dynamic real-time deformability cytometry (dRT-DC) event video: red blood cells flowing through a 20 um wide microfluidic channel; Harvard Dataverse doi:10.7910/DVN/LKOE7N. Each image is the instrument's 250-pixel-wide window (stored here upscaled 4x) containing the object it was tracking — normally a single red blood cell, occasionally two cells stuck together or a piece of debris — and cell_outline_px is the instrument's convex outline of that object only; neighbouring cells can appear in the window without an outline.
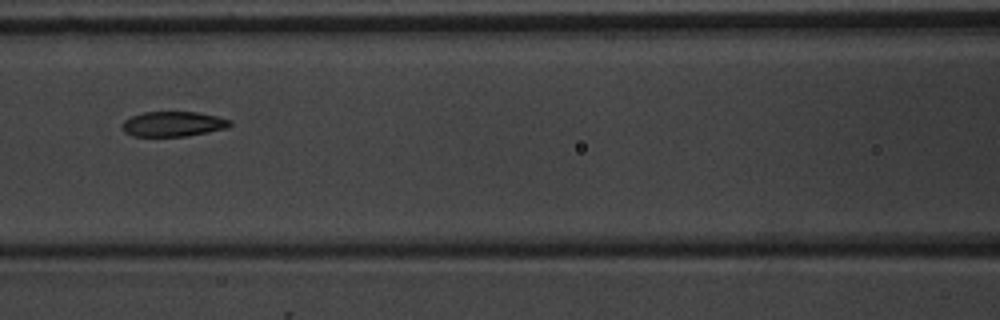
{"species": "common noctule bat (a hibernating species)", "species_latin": "Nyctalus noctula", "temperature_condition": "warm", "stored_images_in_passage": 9, "camera_frame_rate_fps": 3000, "um_per_image_px": 0.085, "animal": {"sex": "male", "body_mass_g": 20.1, "forearm_length_mm": 53.5}, "frame": {"image": 1, "passage_image": 7, "time_ms": 8.0, "image_size_px": [1000, 320], "cell_outline_px": [[232, 124], [228, 128], [188, 136], [132, 136], [124, 132], [120, 128], [120, 124], [124, 120], [132, 116], [144, 112], [200, 112], [232, 120]], "centroid_in_image_um": [14.71, 10.54], "position_along_channel_um": 151.9, "area_um2": 15.95}}
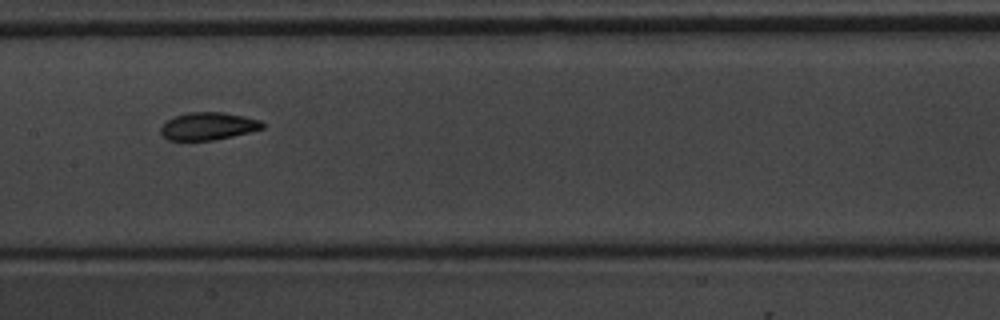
{"frame": {"image": 2, "passage_image": 8, "time_ms": 9.0, "image_size_px": [1000, 320], "cell_outline_px": [[264, 128], [232, 136], [212, 140], [168, 140], [160, 132], [160, 128], [168, 120], [176, 116], [188, 112], [224, 112], [244, 116], [260, 120], [264, 124]], "centroid_in_image_um": [17.7, 10.72], "position_along_channel_um": 189.7, "area_um2": 16.18}}
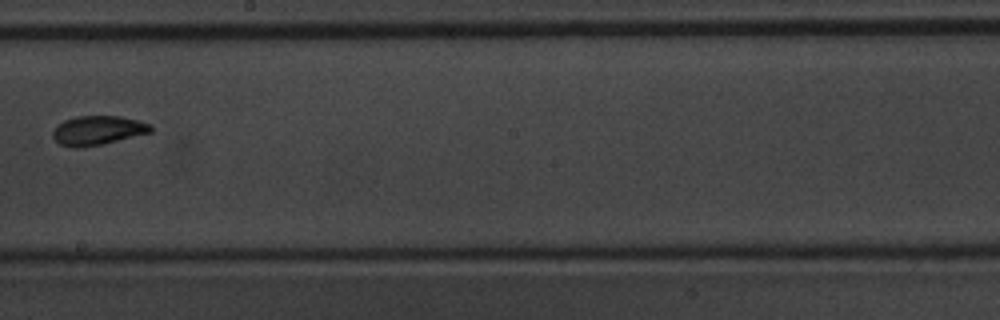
{"frame": {"image": 3, "passage_image": 9, "time_ms": 10.333, "image_size_px": [1000, 320], "cell_outline_px": [[152, 132], [104, 144], [84, 148], [72, 148], [60, 144], [52, 136], [52, 132], [56, 124], [64, 120], [76, 116], [120, 116], [152, 124]], "centroid_in_image_um": [8.29, 11.09], "position_along_channel_um": 239.9, "area_um2": 16.94}}